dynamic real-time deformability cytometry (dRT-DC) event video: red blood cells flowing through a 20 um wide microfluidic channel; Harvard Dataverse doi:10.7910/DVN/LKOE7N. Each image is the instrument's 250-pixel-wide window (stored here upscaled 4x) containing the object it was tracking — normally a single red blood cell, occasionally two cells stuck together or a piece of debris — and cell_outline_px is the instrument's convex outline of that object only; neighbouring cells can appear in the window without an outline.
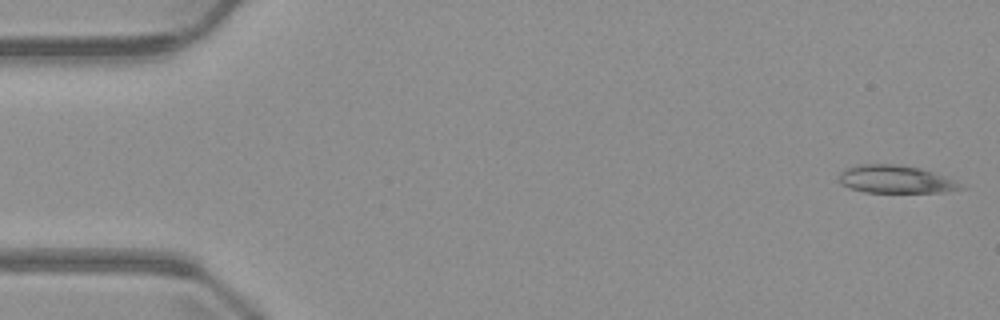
{"species": "common noctule bat (a hibernating species)", "species_latin": "Nyctalus noctula", "temperature_condition": "warm", "stored_images_in_passage": 4, "camera_frame_rate_fps": 3000, "um_per_image_px": 0.085, "animal": {"sex": "male", "body_mass_g": 23.1, "forearm_length_mm": 52.7}, "frame": {"image": 1, "passage_image": 1, "time_ms": 0.0, "image_size_px": [1000, 320], "cell_outline_px": [[968, 188], [944, 192], [864, 192], [840, 184], [840, 172], [848, 168], [860, 164], [896, 164], [920, 168], [932, 172], [952, 180]], "centroid_in_image_um": [76.12, 15.24], "position_along_channel_um": 8.9, "area_um2": 19.42}}
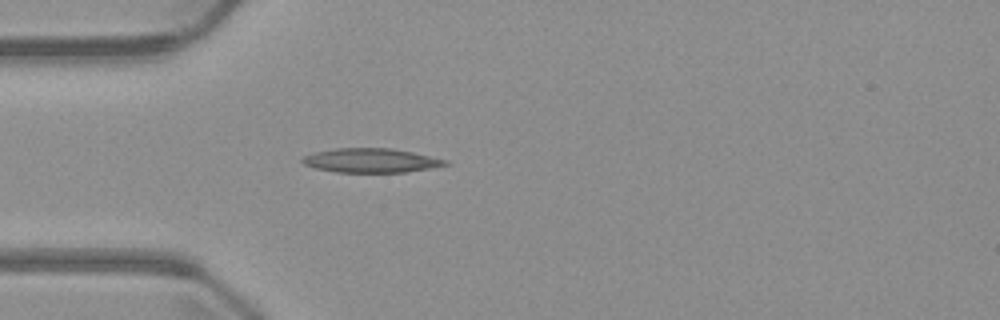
{"frame": {"image": 2, "passage_image": 4, "time_ms": 4.333, "image_size_px": [1000, 320], "cell_outline_px": [[448, 164], [432, 168], [404, 172], [336, 172], [316, 168], [304, 164], [300, 160], [304, 156], [312, 152], [336, 148], [392, 148], [412, 152], [448, 160]], "centroid_in_image_um": [31.51, 13.63], "position_along_channel_um": 53.5, "area_um2": 20.11}}